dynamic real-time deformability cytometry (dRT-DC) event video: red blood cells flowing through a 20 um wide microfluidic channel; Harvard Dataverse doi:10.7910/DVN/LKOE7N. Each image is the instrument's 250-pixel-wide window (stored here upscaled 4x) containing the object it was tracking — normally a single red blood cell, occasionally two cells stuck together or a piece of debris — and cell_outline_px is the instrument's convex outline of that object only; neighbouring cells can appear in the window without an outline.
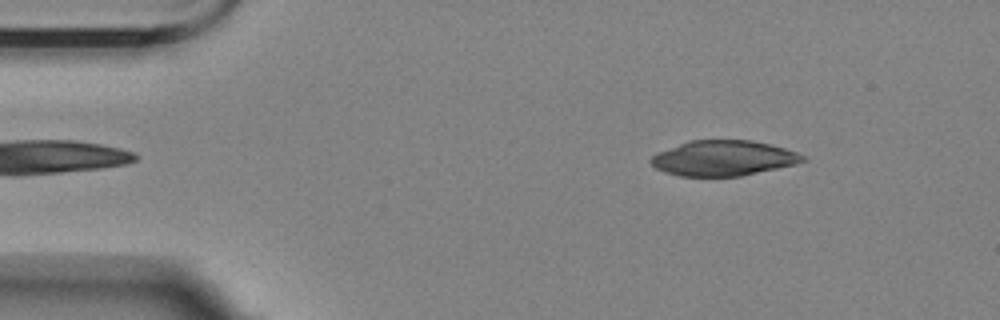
{"species": "Egyptian fruit bat (a non-hibernating species)", "species_latin": "Rousettus aegyptiacus", "temperature_condition": "room temperature", "stored_images_in_passage": 5, "camera_frame_rate_fps": 3000, "um_per_image_px": 0.085, "animal": {"sex": "female"}, "frame": {"image": 1, "passage_image": 5, "time_ms": 4.667, "image_size_px": [1000, 320], "cell_outline_px": [[808, 160], [796, 164], [740, 176], [680, 176], [664, 172], [656, 168], [648, 160], [656, 152], [692, 140], [748, 140], [768, 144], [784, 148], [796, 152], [804, 156]], "centroid_in_image_um": [61.46, 13.45], "position_along_channel_um": 23.5, "area_um2": 31.04}}